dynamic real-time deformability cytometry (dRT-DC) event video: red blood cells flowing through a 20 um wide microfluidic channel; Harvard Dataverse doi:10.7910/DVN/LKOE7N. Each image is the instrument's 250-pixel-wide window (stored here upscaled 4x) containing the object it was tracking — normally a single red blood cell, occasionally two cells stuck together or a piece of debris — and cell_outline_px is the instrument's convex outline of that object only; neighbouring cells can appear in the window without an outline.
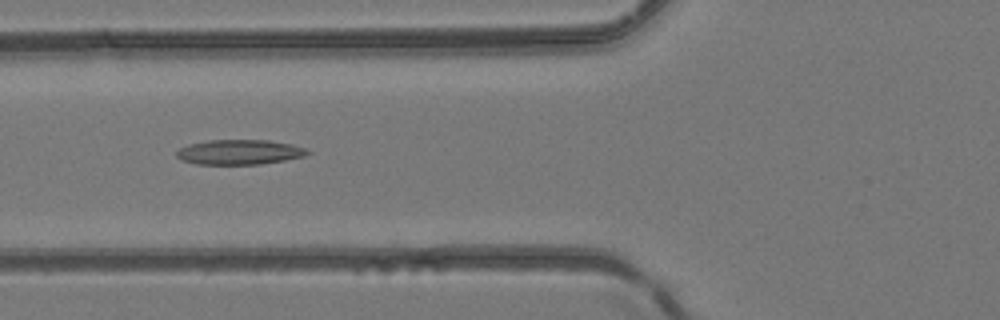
{"species": "common noctule bat (a hibernating species)", "species_latin": "Nyctalus noctula", "temperature_condition": "room temperature", "stored_images_in_passage": 48, "camera_frame_rate_fps": 3000, "um_per_image_px": 0.085, "animal": {"sex": "female", "body_mass_g": 24.6, "forearm_length_mm": 56.2}, "frame": {"image": 1, "passage_image": 19, "time_ms": 6.0, "image_size_px": [1000, 320], "cell_outline_px": [[312, 152], [304, 156], [284, 160], [260, 164], [196, 164], [180, 160], [176, 156], [176, 152], [180, 148], [188, 144], [208, 140], [268, 140], [292, 144], [308, 148]], "centroid_in_image_um": [20.36, 12.92], "position_along_channel_um": 105.4, "area_um2": 19.13}}
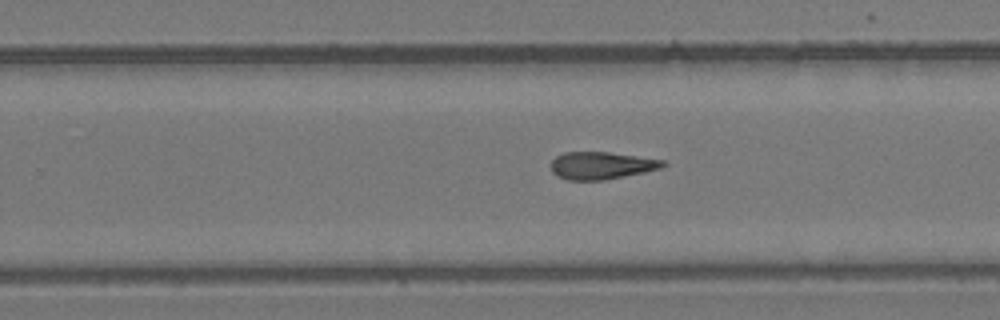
{"frame": {"image": 2, "passage_image": 31, "time_ms": 10.0, "image_size_px": [1000, 320], "cell_outline_px": [[668, 164], [660, 168], [644, 172], [604, 180], [568, 180], [556, 176], [552, 172], [552, 160], [556, 156], [564, 152], [608, 152], [664, 160]], "centroid_in_image_um": [51.1, 14.07], "position_along_channel_um": 278.7, "area_um2": 17.8}}
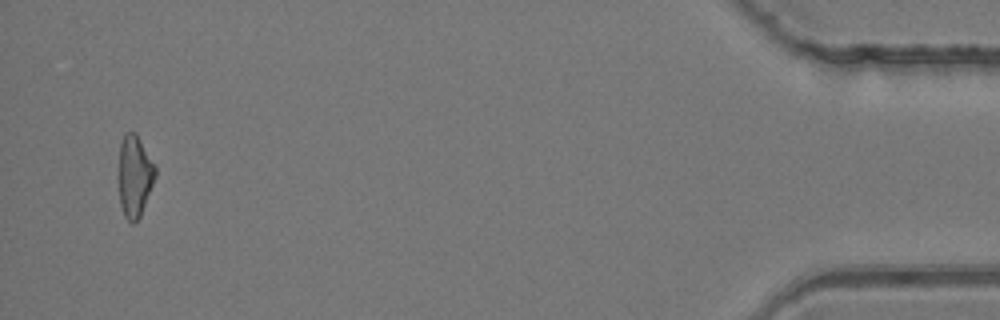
{"frame": {"image": 3, "passage_image": 47, "time_ms": 15.333, "image_size_px": [1000, 320], "cell_outline_px": [[156, 176], [140, 216], [132, 224], [124, 216], [120, 204], [120, 144], [124, 132], [136, 132], [156, 168]], "centroid_in_image_um": [11.45, 14.95], "position_along_channel_um": 423.7, "area_um2": 17.05}}